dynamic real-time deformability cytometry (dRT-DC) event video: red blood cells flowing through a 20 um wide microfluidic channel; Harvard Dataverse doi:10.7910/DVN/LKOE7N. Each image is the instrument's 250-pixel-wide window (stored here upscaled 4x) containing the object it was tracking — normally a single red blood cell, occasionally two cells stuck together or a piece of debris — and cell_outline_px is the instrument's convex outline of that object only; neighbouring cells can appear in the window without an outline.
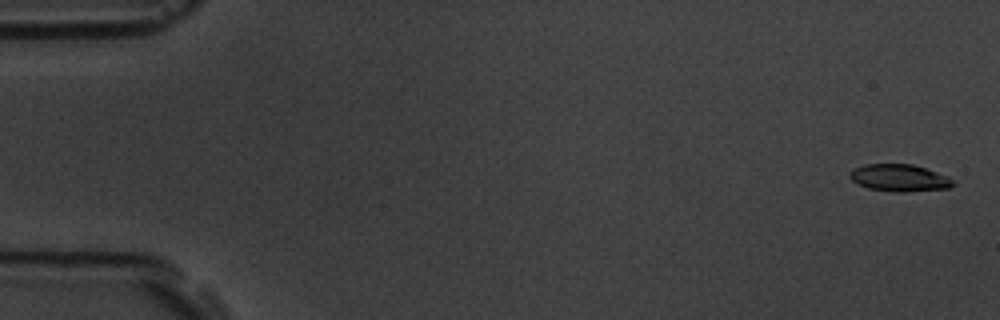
{"species": "common noctule bat (a hibernating species)", "species_latin": "Nyctalus noctula", "temperature_condition": "room temperature", "stored_images_in_passage": 5, "camera_frame_rate_fps": 3000, "um_per_image_px": 0.085, "animal": {"sex": "male", "body_mass_g": 19.5, "forearm_length_mm": 54.6}, "frame": {"image": 1, "passage_image": 1, "time_ms": 0.0, "image_size_px": [1000, 320], "cell_outline_px": [[956, 184], [948, 188], [904, 192], [892, 192], [868, 188], [852, 180], [848, 176], [856, 168], [864, 164], [912, 164], [948, 176]], "centroid_in_image_um": [76.47, 15.12], "position_along_channel_um": 8.5, "area_um2": 16.13}}
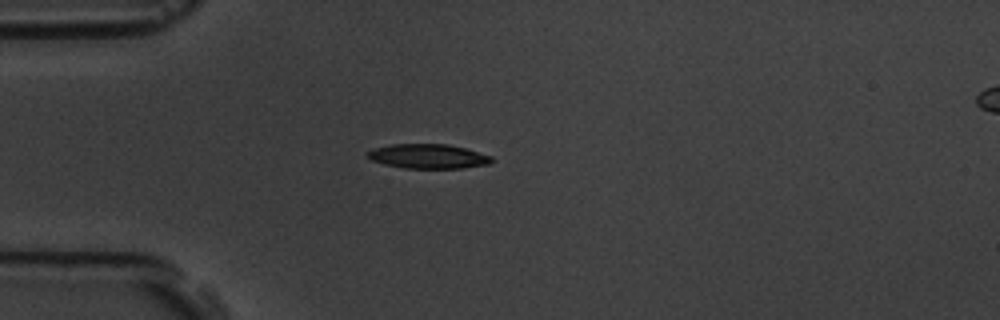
{"frame": {"image": 2, "passage_image": 5, "time_ms": 4.667, "image_size_px": [1000, 320], "cell_outline_px": [[492, 160], [488, 164], [460, 168], [404, 168], [384, 164], [372, 160], [368, 156], [368, 152], [376, 148], [392, 144], [448, 144], [464, 148], [492, 156]], "centroid_in_image_um": [36.4, 13.28], "position_along_channel_um": 48.6, "area_um2": 17.4}}